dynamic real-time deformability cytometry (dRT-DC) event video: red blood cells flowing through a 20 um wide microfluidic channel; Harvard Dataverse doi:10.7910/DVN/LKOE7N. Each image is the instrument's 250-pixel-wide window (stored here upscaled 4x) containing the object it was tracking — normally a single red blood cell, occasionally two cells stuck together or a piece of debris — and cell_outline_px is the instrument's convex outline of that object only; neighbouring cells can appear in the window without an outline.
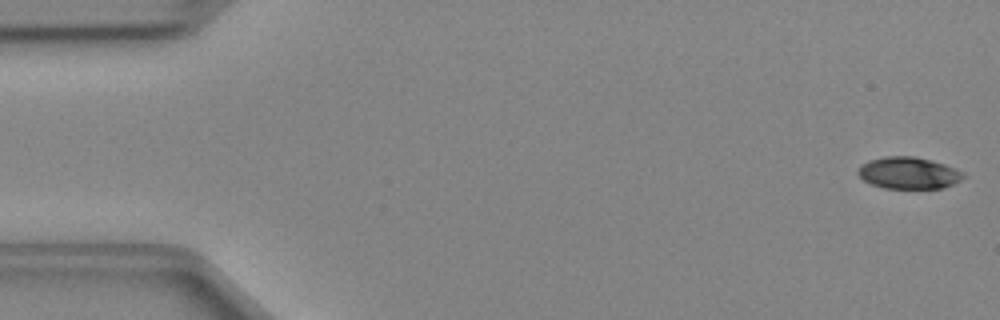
{"species": "Egyptian fruit bat (a non-hibernating species)", "species_latin": "Rousettus aegyptiacus", "temperature_condition": "cold", "stored_images_in_passage": 13, "camera_frame_rate_fps": 3000, "um_per_image_px": 0.085, "animal": {"sex": "female"}, "frame": {"image": 1, "passage_image": 1, "time_ms": 0.0, "image_size_px": [1000, 320], "cell_outline_px": [[964, 176], [960, 180], [944, 188], [884, 188], [872, 184], [864, 180], [856, 172], [860, 164], [868, 160], [884, 156], [916, 156], [932, 160], [956, 168], [964, 172]], "centroid_in_image_um": [77.21, 14.68], "position_along_channel_um": 7.8, "area_um2": 19.65}}
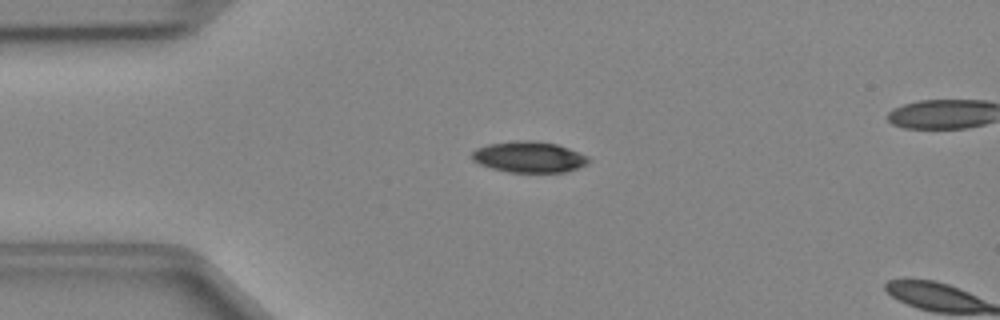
{"frame": {"image": 2, "passage_image": 11, "time_ms": 3.333, "image_size_px": [1000, 320], "cell_outline_px": [[592, 160], [588, 164], [564, 172], [508, 172], [492, 168], [480, 164], [472, 160], [472, 152], [476, 148], [488, 144], [516, 140], [532, 140], [556, 144], [568, 148], [588, 156]], "centroid_in_image_um": [44.97, 13.34], "position_along_channel_um": 40.0, "area_um2": 21.1}}